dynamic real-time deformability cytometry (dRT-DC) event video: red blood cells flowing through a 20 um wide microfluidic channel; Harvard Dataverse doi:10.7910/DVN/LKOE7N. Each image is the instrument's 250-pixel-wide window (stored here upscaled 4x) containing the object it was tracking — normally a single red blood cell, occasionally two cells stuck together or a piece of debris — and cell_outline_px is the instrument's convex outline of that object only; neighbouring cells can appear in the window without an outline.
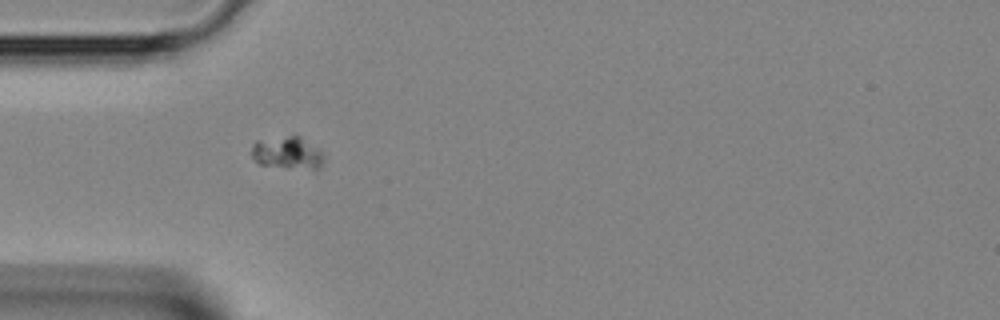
{"species": "Egyptian fruit bat (a non-hibernating species)", "species_latin": "Rousettus aegyptiacus", "temperature_condition": "room temperature", "stored_images_in_passage": 36, "camera_frame_rate_fps": 3000, "um_per_image_px": 0.085, "animal": {"sex": "female"}, "frame": {"image": 1, "passage_image": 6, "time_ms": 1.667, "image_size_px": [1000, 320], "cell_outline_px": [[324, 160], [320, 168], [288, 168], [260, 164], [252, 156], [252, 144], [256, 140], [288, 136], [300, 136], [316, 148], [324, 156]], "centroid_in_image_um": [24.41, 12.99], "position_along_channel_um": 60.6, "area_um2": 13.41}}
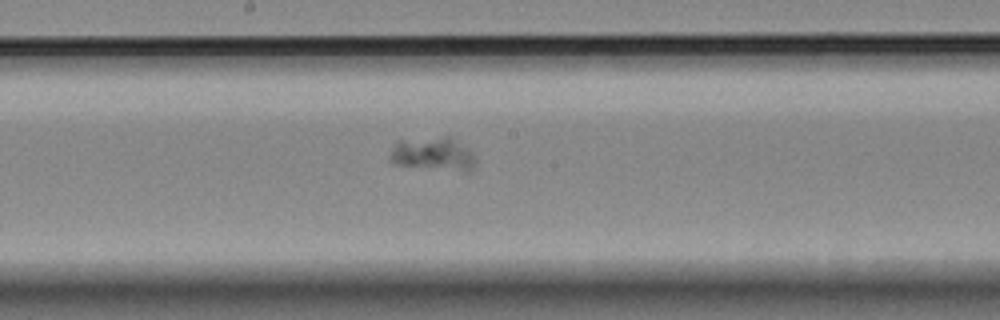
{"frame": {"image": 2, "passage_image": 16, "time_ms": 5.0, "image_size_px": [1000, 320], "cell_outline_px": [[476, 164], [472, 172], [464, 172], [392, 164], [388, 160], [388, 156], [396, 140], [444, 136], [448, 136], [464, 148], [476, 160]], "centroid_in_image_um": [36.74, 13.12], "position_along_channel_um": 211.5, "area_um2": 16.76}}
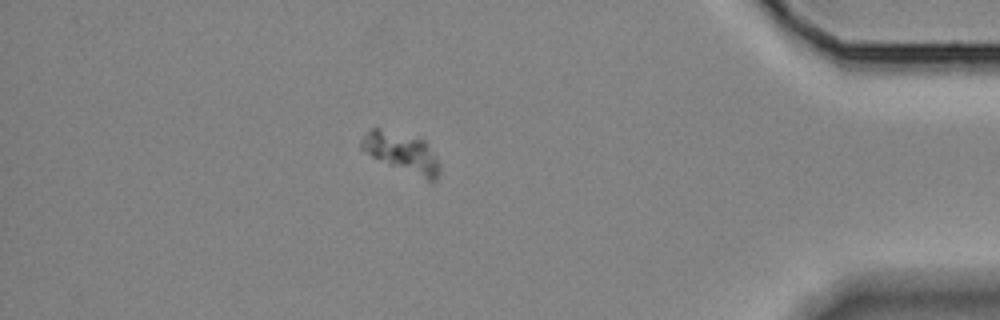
{"frame": {"image": 3, "passage_image": 31, "time_ms": 10.0, "image_size_px": [1000, 320], "cell_outline_px": [[440, 172], [432, 180], [428, 180], [388, 164], [372, 156], [360, 148], [360, 144], [364, 136], [372, 128], [380, 128], [424, 140], [428, 144], [440, 164]], "centroid_in_image_um": [34.16, 12.95], "position_along_channel_um": 401.0, "area_um2": 17.63}}